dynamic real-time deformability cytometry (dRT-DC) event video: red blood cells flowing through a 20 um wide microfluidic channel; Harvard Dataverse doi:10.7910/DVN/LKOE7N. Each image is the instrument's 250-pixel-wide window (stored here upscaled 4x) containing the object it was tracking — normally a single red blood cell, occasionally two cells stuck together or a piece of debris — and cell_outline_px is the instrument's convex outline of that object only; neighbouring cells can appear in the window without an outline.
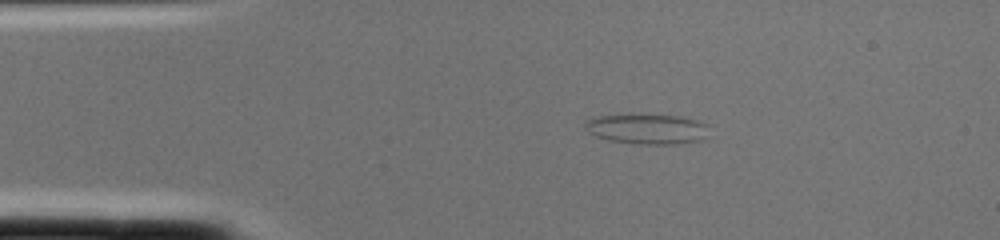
{"species": "common noctule bat (a hibernating species)", "species_latin": "Nyctalus noctula", "temperature_condition": "cold", "stored_images_in_passage": 1, "camera_frame_rate_fps": 3000, "um_per_image_px": 0.085, "animal": {"sex": "female", "body_mass_g": 22.0, "forearm_length_mm": 56.7}, "frame": {"image": 1, "passage_image": 1, "time_ms": 0.0, "image_size_px": [1000, 240], "cell_outline_px": [[708, 124], [704, 136], [700, 140], [680, 144], [636, 144], [608, 140], [596, 136], [588, 132], [584, 128], [584, 120], [600, 116], [680, 116], [700, 120]], "centroid_in_image_um": [55.0, 10.98], "position_along_channel_um": 30.0, "area_um2": 21.44}}